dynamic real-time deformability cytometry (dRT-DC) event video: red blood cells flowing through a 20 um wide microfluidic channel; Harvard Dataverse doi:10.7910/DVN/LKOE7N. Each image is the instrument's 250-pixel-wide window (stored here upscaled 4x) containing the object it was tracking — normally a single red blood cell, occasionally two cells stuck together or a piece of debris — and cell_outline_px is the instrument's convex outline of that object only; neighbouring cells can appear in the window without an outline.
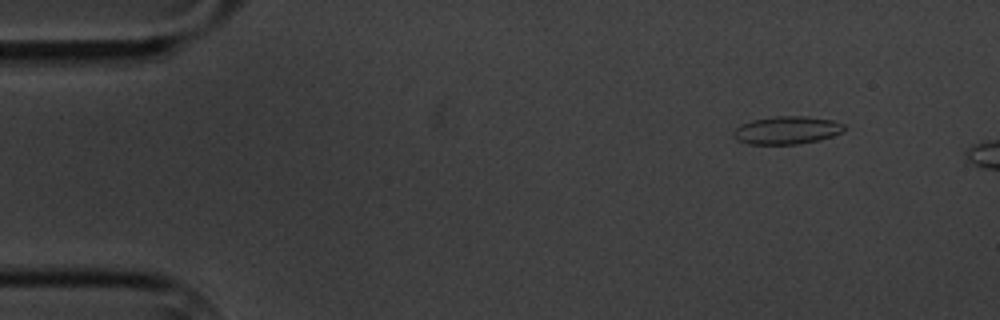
{"species": "common noctule bat (a hibernating species)", "species_latin": "Nyctalus noctula", "temperature_condition": "cold", "stored_images_in_passage": 5, "camera_frame_rate_fps": 3000, "um_per_image_px": 0.085, "animal": {"sex": "male", "body_mass_g": 20.1, "forearm_length_mm": 53.5}, "frame": {"image": 1, "passage_image": 2, "time_ms": 1.0, "image_size_px": [1000, 320], "cell_outline_px": [[844, 132], [832, 136], [816, 140], [796, 144], [748, 144], [736, 140], [732, 136], [732, 132], [740, 124], [752, 120], [776, 116], [804, 116], [832, 120], [844, 124]], "centroid_in_image_um": [66.84, 11.07], "position_along_channel_um": 18.2, "area_um2": 17.98}}